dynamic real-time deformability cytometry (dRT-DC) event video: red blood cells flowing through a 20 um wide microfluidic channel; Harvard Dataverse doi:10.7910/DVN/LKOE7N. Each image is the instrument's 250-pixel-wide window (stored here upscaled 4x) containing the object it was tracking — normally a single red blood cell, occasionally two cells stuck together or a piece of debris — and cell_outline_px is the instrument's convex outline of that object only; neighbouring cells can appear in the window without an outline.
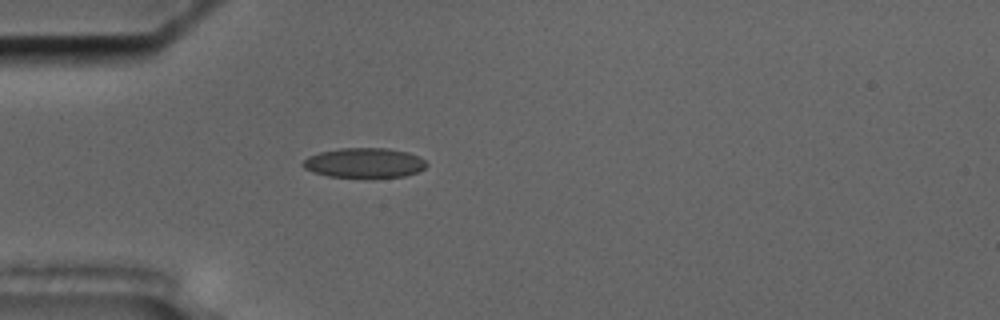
{"species": "common noctule bat (a hibernating species)", "species_latin": "Nyctalus noctula", "temperature_condition": "cold", "stored_images_in_passage": 41, "camera_frame_rate_fps": 3000, "um_per_image_px": 0.085, "animal": {"sex": "male", "body_mass_g": 17.5, "forearm_length_mm": 52.3}, "frame": {"image": 1, "passage_image": 1, "time_ms": 0.0, "image_size_px": [1000, 320], "cell_outline_px": [[428, 164], [424, 168], [416, 172], [404, 176], [328, 176], [312, 172], [304, 168], [300, 164], [308, 156], [320, 152], [340, 148], [388, 148], [408, 152], [424, 160]], "centroid_in_image_um": [30.93, 13.82], "position_along_channel_um": 54.1, "area_um2": 21.1}}
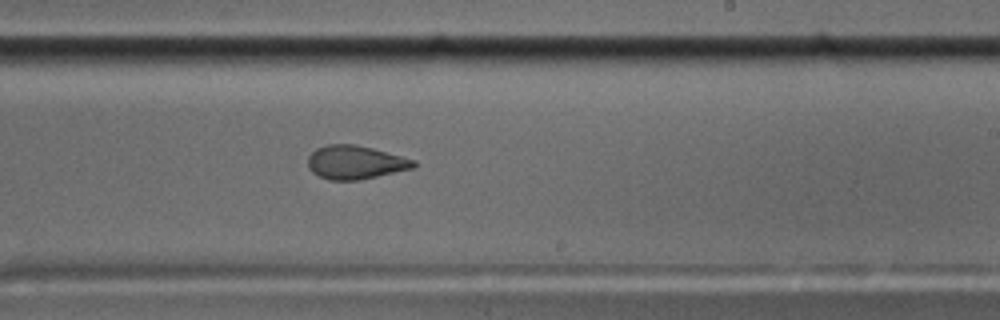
{"frame": {"image": 2, "passage_image": 19, "time_ms": 6.0, "image_size_px": [1000, 320], "cell_outline_px": [[416, 164], [412, 168], [360, 180], [328, 180], [312, 172], [308, 168], [308, 156], [316, 148], [328, 144], [356, 144], [372, 148], [416, 160]], "centroid_in_image_um": [30.17, 13.79], "position_along_channel_um": 258.8, "area_um2": 20.63}}
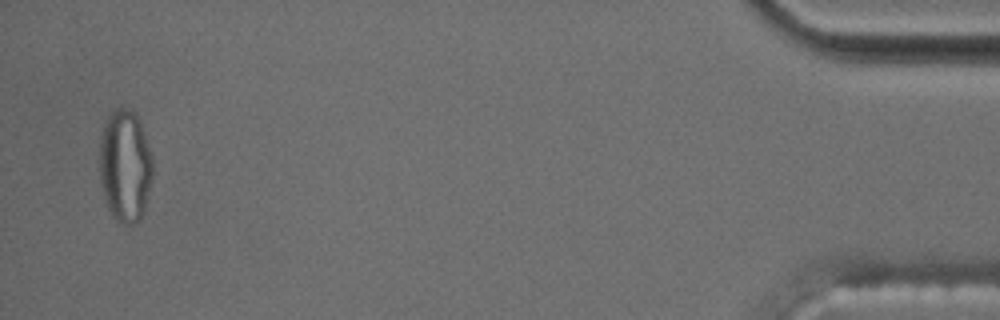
{"frame": {"image": 3, "passage_image": 40, "time_ms": 13.0, "image_size_px": [1000, 320], "cell_outline_px": [[152, 180], [144, 212], [140, 220], [132, 224], [124, 224], [116, 220], [112, 216], [104, 204], [100, 184], [100, 140], [104, 120], [116, 108], [132, 108], [136, 112], [140, 120], [152, 156]], "centroid_in_image_um": [10.62, 14.11], "position_along_channel_um": 424.6, "area_um2": 35.6}, "authors_computed_cell_mechanics": {"area_um2": 21.097, "velocity_mm_per_s": 3.5474, "shape_relaxation_time_tau1_ms": null, "shape_relaxation_time_tau2_ms": 2.0343, "deformation_change_tau1": null, "deformation_change_tau2": 0.0631}}